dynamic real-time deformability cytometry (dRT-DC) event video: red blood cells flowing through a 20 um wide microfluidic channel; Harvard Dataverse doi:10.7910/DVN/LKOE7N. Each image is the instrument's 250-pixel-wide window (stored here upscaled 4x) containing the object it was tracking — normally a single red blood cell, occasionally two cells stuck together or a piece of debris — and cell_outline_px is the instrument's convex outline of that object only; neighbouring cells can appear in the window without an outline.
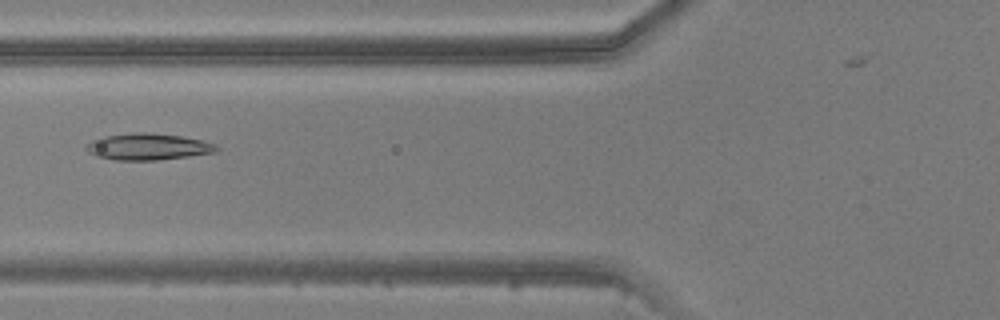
{"species": "common noctule bat (a hibernating species)", "species_latin": "Nyctalus noctula", "temperature_condition": "warm", "stored_images_in_passage": 4, "camera_frame_rate_fps": 3000, "um_per_image_px": 0.085, "animal": {"sex": "male", "body_mass_g": 20.5, "forearm_length_mm": 52.5}, "frame": {"image": 1, "passage_image": 3, "time_ms": 2.667, "image_size_px": [1000, 320], "cell_outline_px": [[220, 148], [216, 152], [188, 156], [156, 160], [116, 160], [96, 156], [88, 152], [84, 148], [84, 144], [92, 140], [104, 136], [132, 132], [148, 132], [180, 136], [200, 140], [216, 144]], "centroid_in_image_um": [12.53, 12.46], "position_along_channel_um": 113.3, "area_um2": 20.23}}
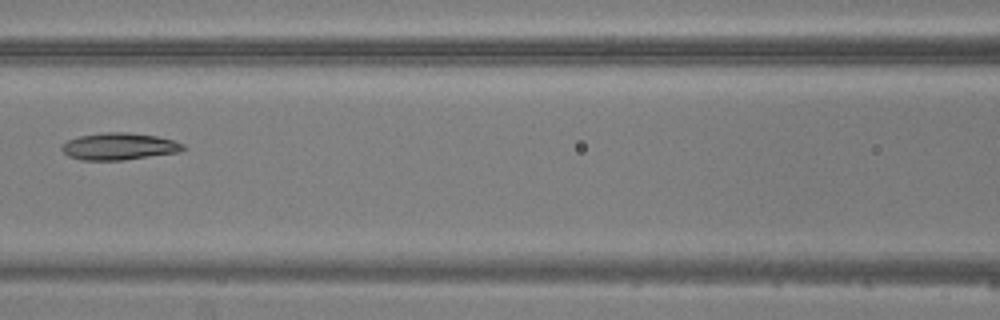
{"frame": {"image": 2, "passage_image": 4, "time_ms": 3.667, "image_size_px": [1000, 320], "cell_outline_px": [[188, 148], [180, 152], [124, 160], [84, 160], [68, 156], [60, 148], [68, 140], [80, 136], [104, 132], [128, 132], [156, 136], [172, 140], [184, 144]], "centroid_in_image_um": [10.16, 12.44], "position_along_channel_um": 156.4, "area_um2": 19.07}}